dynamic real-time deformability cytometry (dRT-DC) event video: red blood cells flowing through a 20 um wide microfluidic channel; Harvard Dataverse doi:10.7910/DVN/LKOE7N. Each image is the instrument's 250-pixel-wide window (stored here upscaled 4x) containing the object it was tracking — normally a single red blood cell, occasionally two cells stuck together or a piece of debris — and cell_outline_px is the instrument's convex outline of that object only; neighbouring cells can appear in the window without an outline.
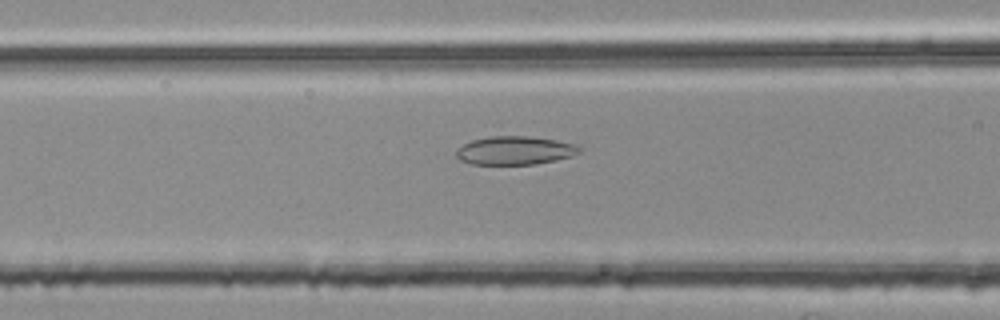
{"species": "common noctule bat (a hibernating species)", "species_latin": "Nyctalus noctula", "temperature_condition": "room temperature", "stored_images_in_passage": 37, "camera_frame_rate_fps": 3000, "um_per_image_px": 0.085, "animal": {"sex": "female", "body_mass_g": 25.1}, "frame": {"image": 1, "passage_image": 10, "time_ms": 3.0, "image_size_px": [1000, 320], "cell_outline_px": [[580, 152], [572, 156], [556, 160], [536, 164], [472, 164], [460, 160], [456, 156], [456, 152], [464, 144], [472, 140], [492, 136], [532, 136], [556, 140], [572, 144], [580, 148]], "centroid_in_image_um": [43.77, 12.79], "position_along_channel_um": 122.8, "area_um2": 20.23}}
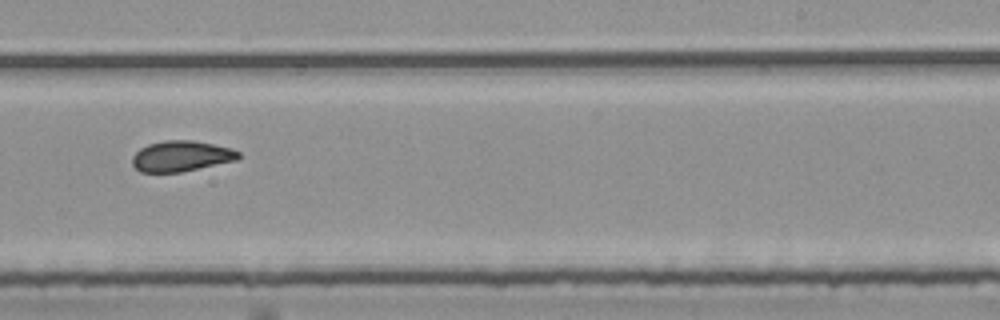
{"frame": {"image": 2, "passage_image": 22, "time_ms": 7.0, "image_size_px": [1000, 320], "cell_outline_px": [[240, 156], [236, 160], [180, 172], [140, 172], [132, 164], [132, 156], [140, 148], [148, 144], [164, 140], [192, 140], [232, 148], [240, 152]], "centroid_in_image_um": [15.38, 13.26], "position_along_channel_um": 273.6, "area_um2": 18.9}}
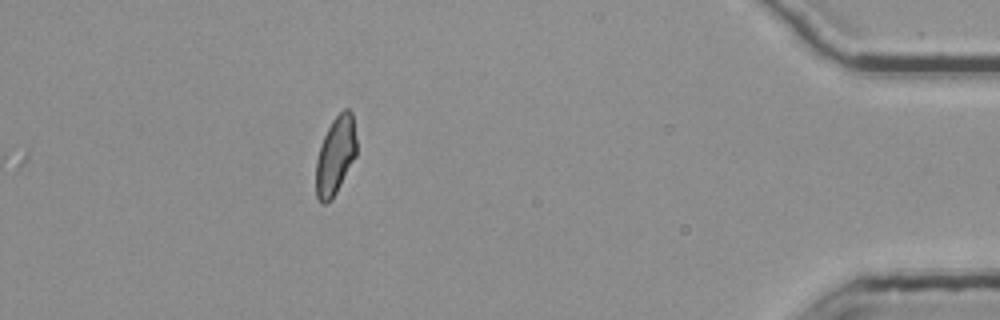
{"frame": {"image": 3, "passage_image": 37, "time_ms": 12.0, "image_size_px": [1000, 320], "cell_outline_px": [[356, 156], [332, 200], [324, 204], [320, 204], [316, 196], [316, 160], [324, 136], [332, 120], [344, 108], [348, 108], [352, 112], [356, 140]], "centroid_in_image_um": [28.51, 13.25], "position_along_channel_um": 406.7, "area_um2": 18.44}, "authors_computed_cell_mechanics": {"area_um2": 19.363, "velocity_mm_per_s": 3.7657, "shape_relaxation_time_tau1_ms": null, "shape_relaxation_time_tau2_ms": 2.7227, "deformation_change_tau1": null, "deformation_change_tau2": 0.0907}}